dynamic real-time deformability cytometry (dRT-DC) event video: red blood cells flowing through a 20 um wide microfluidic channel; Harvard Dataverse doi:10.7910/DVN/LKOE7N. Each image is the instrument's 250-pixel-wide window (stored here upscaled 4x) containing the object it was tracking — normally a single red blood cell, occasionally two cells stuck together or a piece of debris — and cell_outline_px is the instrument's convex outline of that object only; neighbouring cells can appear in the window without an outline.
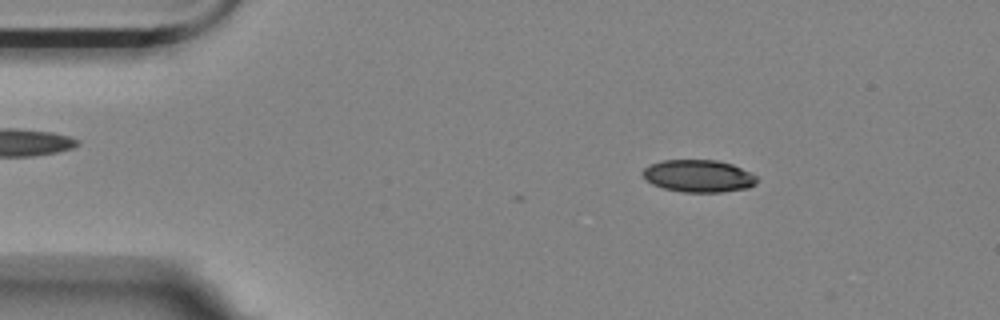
{"species": "Egyptian fruit bat (a non-hibernating species)", "species_latin": "Rousettus aegyptiacus", "temperature_condition": "room temperature", "stored_images_in_passage": 4, "camera_frame_rate_fps": 3000, "um_per_image_px": 0.085, "animal": {"sex": "female"}, "frame": {"image": 1, "passage_image": 2, "time_ms": 0.333, "image_size_px": [1000, 320], "cell_outline_px": [[756, 184], [748, 188], [720, 192], [684, 192], [664, 188], [652, 184], [644, 180], [640, 172], [644, 168], [652, 164], [664, 160], [716, 160], [732, 164], [752, 172], [756, 176]], "centroid_in_image_um": [59.36, 14.96], "position_along_channel_um": 25.6, "area_um2": 21.62}}